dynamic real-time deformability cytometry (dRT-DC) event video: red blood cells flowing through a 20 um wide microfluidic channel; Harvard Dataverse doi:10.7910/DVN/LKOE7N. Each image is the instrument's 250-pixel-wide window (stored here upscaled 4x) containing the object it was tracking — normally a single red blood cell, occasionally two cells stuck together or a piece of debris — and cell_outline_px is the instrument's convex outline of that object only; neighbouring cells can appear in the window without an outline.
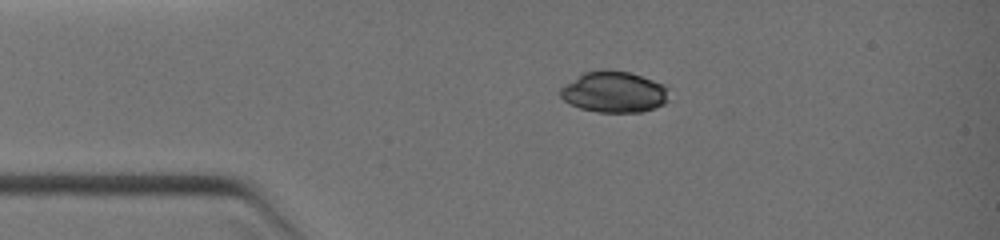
{"species": "common noctule bat (a hibernating species)", "species_latin": "Nyctalus noctula", "temperature_condition": "warm", "stored_images_in_passage": 2, "camera_frame_rate_fps": 3000, "um_per_image_px": 0.085, "animal": {"sex": "female", "body_mass_g": 19.0, "forearm_length_mm": 51.5}, "frame": {"image": 1, "passage_image": 1, "time_ms": 0.0, "image_size_px": [1000, 240], "cell_outline_px": [[672, 88], [668, 100], [664, 104], [640, 112], [596, 112], [580, 108], [564, 100], [560, 96], [560, 88], [584, 72], [604, 68], [632, 72], [664, 84]], "centroid_in_image_um": [52.25, 7.8], "position_along_channel_um": 32.7, "area_um2": 26.41}}